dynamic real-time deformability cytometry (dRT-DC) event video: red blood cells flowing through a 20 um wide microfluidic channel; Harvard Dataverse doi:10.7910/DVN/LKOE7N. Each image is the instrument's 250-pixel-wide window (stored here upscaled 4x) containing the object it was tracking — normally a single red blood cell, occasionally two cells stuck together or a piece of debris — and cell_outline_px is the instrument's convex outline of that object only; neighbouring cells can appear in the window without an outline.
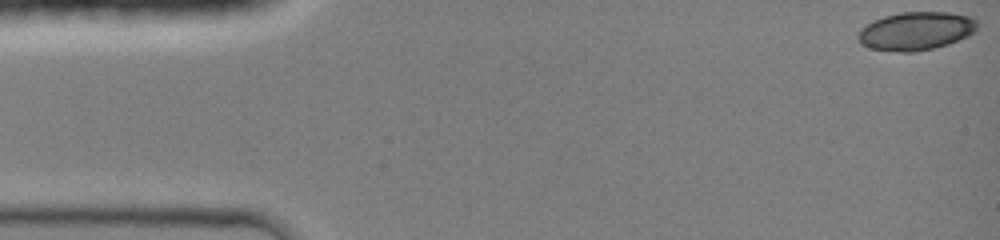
{"species": "common noctule bat (a hibernating species)", "species_latin": "Nyctalus noctula", "temperature_condition": "room temperature", "stored_images_in_passage": 42, "camera_frame_rate_fps": 3000, "um_per_image_px": 0.085, "animal": {"sex": "female", "body_mass_g": 19.0, "forearm_length_mm": 51.5}, "frame": {"image": 1, "passage_image": 1, "time_ms": 0.0, "image_size_px": [1000, 240], "cell_outline_px": [[980, 24], [968, 36], [948, 44], [932, 48], [912, 52], [900, 52], [872, 48], [860, 44], [856, 36], [860, 28], [884, 16], [900, 12], [948, 12], [972, 16]], "centroid_in_image_um": [77.86, 2.62], "position_along_channel_um": 7.1, "area_um2": 26.59}}
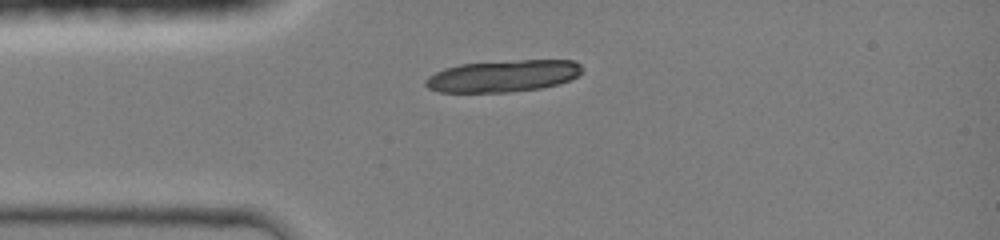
{"frame": {"image": 2, "passage_image": 11, "time_ms": 3.333, "image_size_px": [1000, 240], "cell_outline_px": [[584, 68], [576, 76], [568, 80], [556, 84], [540, 88], [508, 92], [440, 92], [428, 88], [424, 84], [424, 80], [428, 76], [444, 68], [460, 64], [520, 60], [572, 60], [580, 64]], "centroid_in_image_um": [42.72, 6.46], "position_along_channel_um": 42.3, "area_um2": 28.9}}